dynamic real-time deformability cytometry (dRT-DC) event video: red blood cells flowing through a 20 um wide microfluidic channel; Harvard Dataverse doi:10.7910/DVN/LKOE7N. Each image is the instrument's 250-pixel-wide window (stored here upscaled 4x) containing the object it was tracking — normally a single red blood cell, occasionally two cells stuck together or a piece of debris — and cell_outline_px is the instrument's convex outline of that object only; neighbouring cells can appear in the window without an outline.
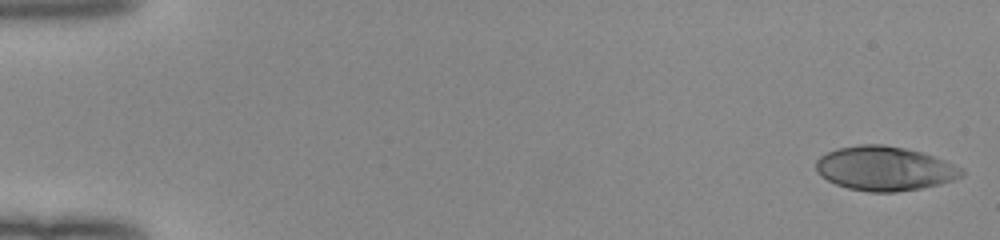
{"species": "human", "species_latin": "Homo sapiens", "temperature_condition": "room temperature", "stored_images_in_passage": 51, "camera_frame_rate_fps": 3000, "um_per_image_px": 0.085, "donor": {"sex": "female"}, "frame": {"image": 1, "passage_image": 1, "time_ms": 0.0, "image_size_px": [1000, 240], "cell_outline_px": [[964, 176], [956, 180], [940, 184], [920, 188], [896, 192], [868, 192], [848, 188], [836, 184], [820, 176], [816, 172], [816, 160], [820, 156], [836, 148], [860, 144], [884, 144], [904, 148], [920, 152], [944, 160], [964, 168]], "centroid_in_image_um": [75.2, 14.32], "position_along_channel_um": 9.8, "area_um2": 37.8}}
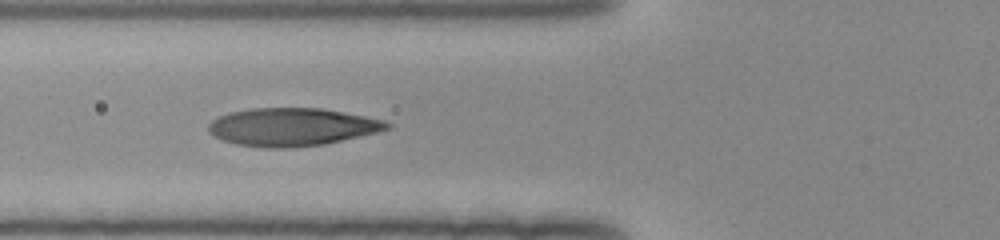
{"frame": {"image": 2, "passage_image": 20, "time_ms": 6.333, "image_size_px": [1000, 240], "cell_outline_px": [[392, 128], [360, 136], [324, 144], [292, 148], [268, 148], [236, 144], [224, 140], [208, 132], [208, 124], [212, 120], [220, 116], [232, 112], [248, 108], [320, 108], [364, 116], [384, 120], [392, 124]], "centroid_in_image_um": [24.83, 10.79], "position_along_channel_um": 101.0, "area_um2": 39.3}}
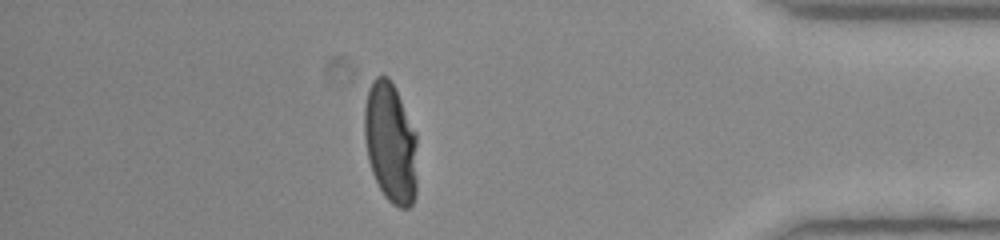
{"frame": {"image": 3, "passage_image": 45, "time_ms": 14.667, "image_size_px": [1000, 240], "cell_outline_px": [[416, 196], [412, 204], [408, 208], [400, 208], [392, 204], [384, 196], [372, 172], [368, 160], [364, 136], [364, 104], [368, 88], [372, 80], [376, 76], [388, 76], [416, 132]], "centroid_in_image_um": [33.18, 12.16], "position_along_channel_um": 402.0, "area_um2": 37.17}, "authors_computed_cell_mechanics": {"area_um2": 37.3966, "velocity_mm_per_s": 4.0163, "shape_relaxation_time_tau1_ms": 4.8986, "shape_relaxation_time_tau2_ms": null, "deformation_change_tau1": 0.2592, "deformation_change_tau2": null}}